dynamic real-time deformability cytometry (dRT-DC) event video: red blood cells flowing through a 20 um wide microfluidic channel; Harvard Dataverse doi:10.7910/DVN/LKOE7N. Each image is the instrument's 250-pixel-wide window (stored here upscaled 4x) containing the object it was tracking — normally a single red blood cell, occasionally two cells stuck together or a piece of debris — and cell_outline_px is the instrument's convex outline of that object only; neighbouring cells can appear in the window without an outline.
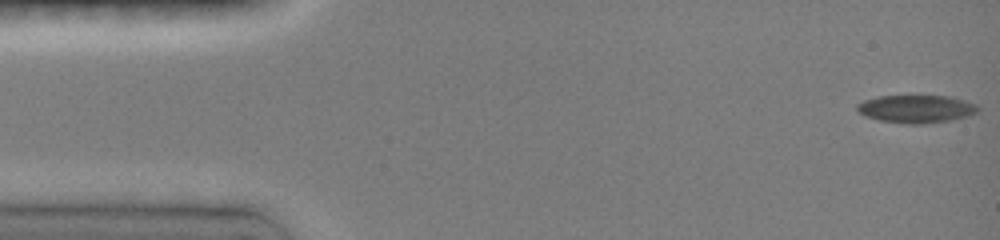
{"species": "common noctule bat (a hibernating species)", "species_latin": "Nyctalus noctula", "temperature_condition": "room temperature", "stored_images_in_passage": 15, "camera_frame_rate_fps": 3000, "um_per_image_px": 0.085, "animal": {"sex": "female", "body_mass_g": 19.0, "forearm_length_mm": 51.5}, "frame": {"image": 1, "passage_image": 1, "time_ms": 0.0, "image_size_px": [1000, 240], "cell_outline_px": [[980, 108], [976, 112], [968, 116], [948, 120], [920, 124], [908, 124], [880, 120], [864, 116], [856, 108], [856, 104], [864, 100], [880, 96], [948, 96], [964, 100], [976, 104]], "centroid_in_image_um": [77.87, 9.25], "position_along_channel_um": 7.1, "area_um2": 19.42}}
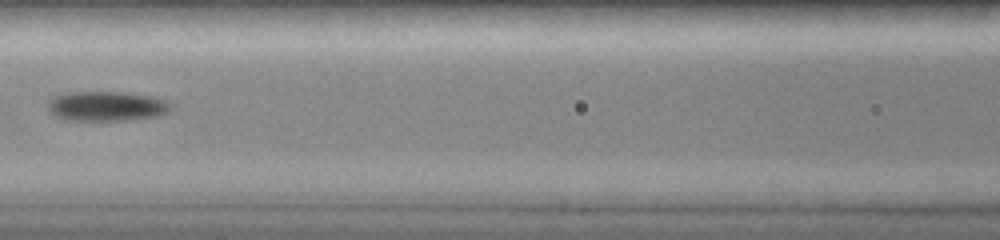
{"frame": {"image": 2, "passage_image": 10, "time_ms": 6.667, "image_size_px": [1000, 240], "cell_outline_px": [[168, 112], [156, 116], [124, 120], [64, 120], [56, 116], [48, 108], [48, 100], [52, 96], [72, 92], [124, 92], [152, 96], [168, 100]], "centroid_in_image_um": [9.02, 9.01], "position_along_channel_um": 157.6, "area_um2": 21.15}}
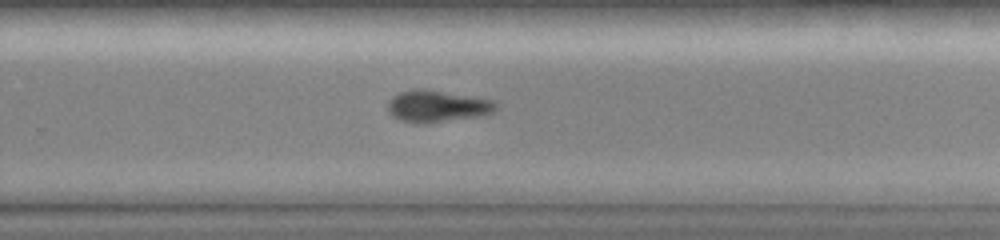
{"frame": {"image": 3, "passage_image": 15, "time_ms": 10.0, "image_size_px": [1000, 240], "cell_outline_px": [[500, 108], [496, 112], [476, 116], [440, 120], [400, 120], [392, 116], [388, 112], [388, 100], [392, 96], [400, 92], [416, 88], [424, 88], [496, 100], [500, 104]], "centroid_in_image_um": [37.23, 8.95], "position_along_channel_um": 292.6, "area_um2": 19.54}}